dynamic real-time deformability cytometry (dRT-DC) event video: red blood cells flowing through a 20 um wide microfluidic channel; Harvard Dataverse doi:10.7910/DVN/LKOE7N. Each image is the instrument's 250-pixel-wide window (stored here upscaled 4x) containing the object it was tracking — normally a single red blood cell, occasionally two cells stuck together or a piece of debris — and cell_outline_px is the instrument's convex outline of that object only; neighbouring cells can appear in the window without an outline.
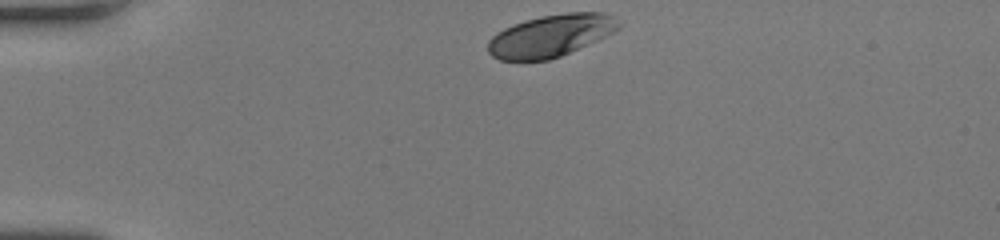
{"species": "human", "species_latin": "Homo sapiens", "temperature_condition": "room temperature", "stored_images_in_passage": 31, "camera_frame_rate_fps": 3000, "um_per_image_px": 0.085, "donor": {"sex": "female"}, "frame": {"image": 1, "passage_image": 1, "time_ms": 0.0, "image_size_px": [1000, 240], "cell_outline_px": [[620, 28], [588, 44], [560, 56], [548, 60], [500, 60], [492, 56], [488, 52], [488, 40], [496, 32], [512, 24], [524, 20], [540, 16], [568, 12], [604, 12], [612, 16], [620, 24]], "centroid_in_image_um": [46.77, 3.02], "position_along_channel_um": 38.2, "area_um2": 31.96}}
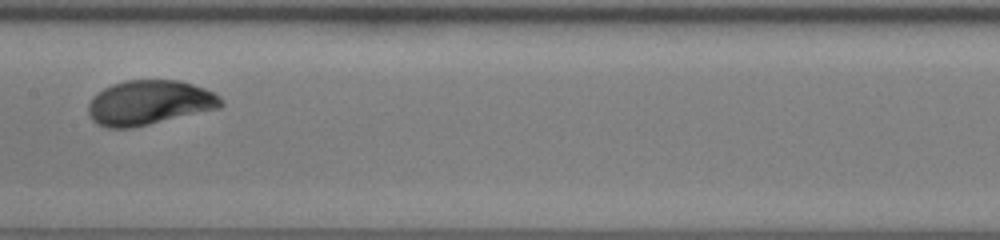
{"frame": {"image": 2, "passage_image": 16, "time_ms": 5.0, "image_size_px": [1000, 240], "cell_outline_px": [[224, 104], [220, 108], [132, 128], [108, 128], [92, 120], [88, 112], [88, 104], [92, 96], [96, 92], [112, 84], [124, 80], [180, 80], [204, 88], [220, 96]], "centroid_in_image_um": [12.68, 8.72], "position_along_channel_um": 194.7, "area_um2": 34.62}}
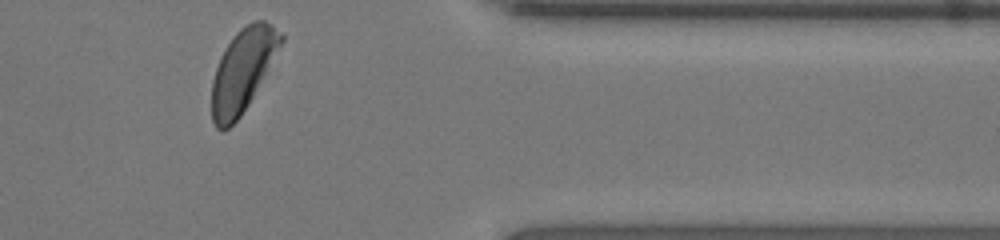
{"frame": {"image": 3, "passage_image": 31, "time_ms": 10.0, "image_size_px": [1000, 240], "cell_outline_px": [[284, 40], [248, 104], [240, 116], [228, 128], [220, 132], [216, 128], [212, 120], [212, 80], [220, 56], [224, 48], [236, 32], [240, 28], [252, 20], [264, 20], [272, 24], [284, 36]], "centroid_in_image_um": [20.61, 5.95], "position_along_channel_um": 390.8, "area_um2": 33.06}, "authors_computed_cell_mechanics": {"area_um2": 34.2754, "velocity_mm_per_s": 4.2121, "shape_relaxation_time_tau1_ms": 2.6141, "shape_relaxation_time_tau2_ms": null, "deformation_change_tau1": 0.1529, "deformation_change_tau2": null}}